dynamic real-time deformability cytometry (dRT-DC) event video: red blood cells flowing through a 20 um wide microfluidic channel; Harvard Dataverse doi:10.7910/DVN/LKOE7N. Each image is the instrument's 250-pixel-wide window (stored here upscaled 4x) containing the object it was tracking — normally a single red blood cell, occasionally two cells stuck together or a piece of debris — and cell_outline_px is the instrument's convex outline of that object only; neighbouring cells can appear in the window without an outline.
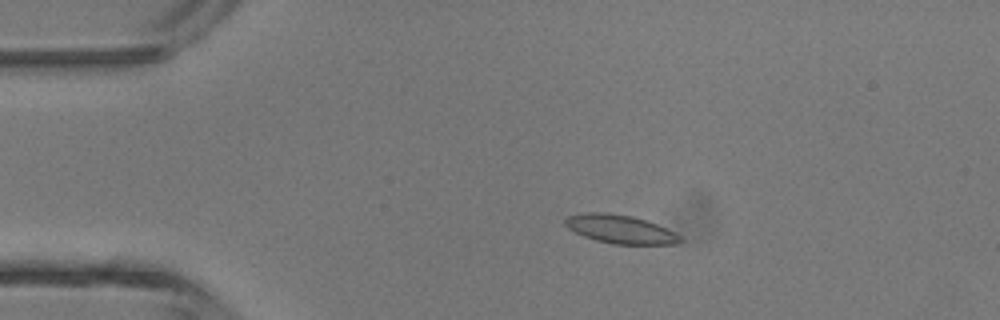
{"species": "common noctule bat (a hibernating species)", "species_latin": "Nyctalus noctula", "temperature_condition": "room temperature", "stored_images_in_passage": 47, "camera_frame_rate_fps": 3000, "um_per_image_px": 0.085, "animal": {"sex": "male", "body_mass_g": 13.3}, "frame": {"image": 1, "passage_image": 10, "time_ms": 3.0, "image_size_px": [1000, 320], "cell_outline_px": [[684, 240], [680, 244], [612, 244], [596, 240], [584, 236], [568, 228], [564, 224], [564, 220], [568, 216], [584, 212], [604, 212], [632, 216], [656, 224], [680, 236]], "centroid_in_image_um": [52.7, 19.48], "position_along_channel_um": 32.3, "area_um2": 18.96}}
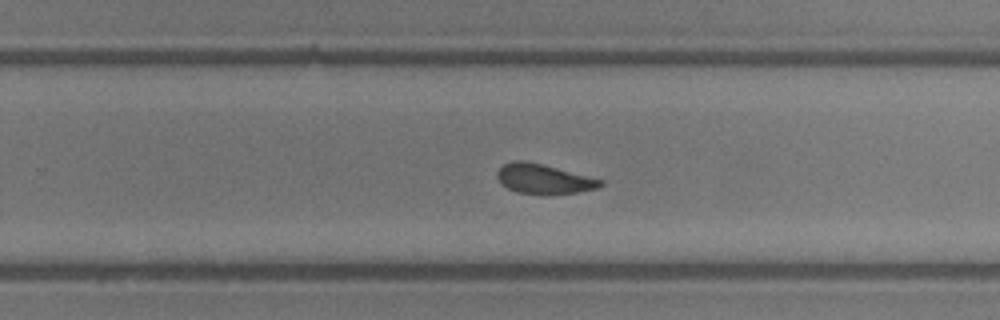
{"frame": {"image": 2, "passage_image": 30, "time_ms": 9.667, "image_size_px": [1000, 320], "cell_outline_px": [[604, 184], [596, 188], [576, 192], [548, 196], [544, 196], [516, 192], [500, 184], [496, 176], [496, 172], [504, 164], [512, 160], [524, 160], [604, 180]], "centroid_in_image_um": [46.17, 15.24], "position_along_channel_um": 283.6, "area_um2": 18.09}}
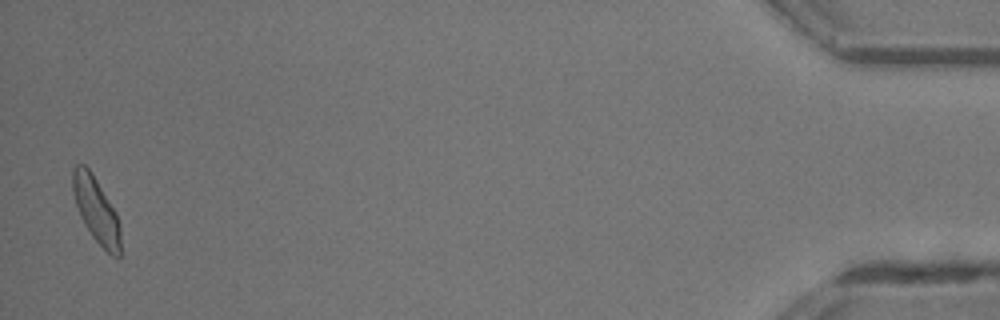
{"frame": {"image": 3, "passage_image": 46, "time_ms": 15.0, "image_size_px": [1000, 320], "cell_outline_px": [[120, 256], [112, 256], [92, 236], [84, 224], [80, 216], [76, 204], [72, 188], [72, 168], [76, 164], [84, 164], [92, 172], [116, 212], [120, 224]], "centroid_in_image_um": [8.17, 17.82], "position_along_channel_um": 427.0, "area_um2": 18.15}, "authors_computed_cell_mechanics": {"area_um2": 18.4382, "velocity_mm_per_s": 4.4889, "shape_relaxation_time_tau1_ms": 8.0462, "shape_relaxation_time_tau2_ms": 1.6025, "deformation_change_tau1": 0.1936, "deformation_change_tau2": 0.0839}}